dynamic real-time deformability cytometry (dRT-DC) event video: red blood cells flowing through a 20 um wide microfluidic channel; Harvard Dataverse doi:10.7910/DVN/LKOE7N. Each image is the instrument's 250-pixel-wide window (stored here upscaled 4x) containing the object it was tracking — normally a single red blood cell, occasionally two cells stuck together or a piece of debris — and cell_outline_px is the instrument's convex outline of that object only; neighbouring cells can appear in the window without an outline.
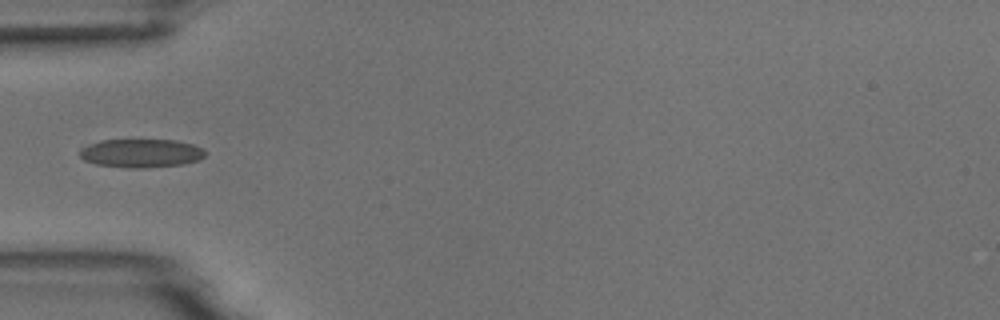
{"species": "common noctule bat (a hibernating species)", "species_latin": "Nyctalus noctula", "temperature_condition": "room temperature", "stored_images_in_passage": 37, "camera_frame_rate_fps": 3000, "um_per_image_px": 0.085, "animal": {"sex": "male", "body_mass_g": 18.8}, "frame": {"image": 1, "passage_image": 1, "time_ms": 0.0, "image_size_px": [1000, 320], "cell_outline_px": [[208, 152], [200, 160], [184, 164], [144, 168], [132, 168], [96, 164], [84, 160], [80, 156], [80, 148], [88, 144], [100, 140], [176, 140], [192, 144], [204, 148]], "centroid_in_image_um": [12.03, 13.02], "position_along_channel_um": 73.0, "area_um2": 21.04}}
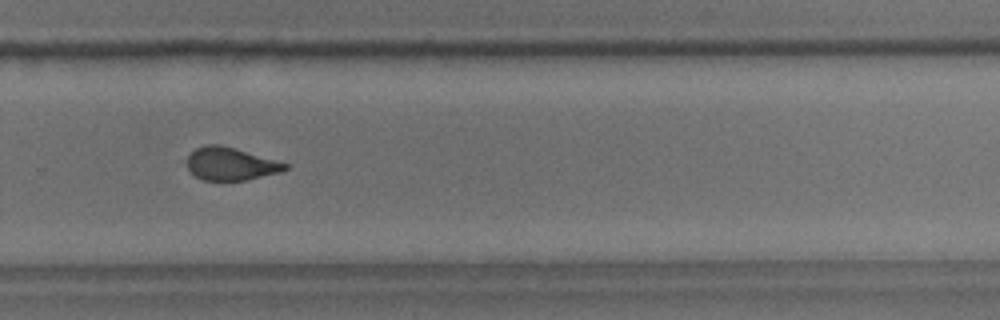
{"frame": {"image": 2, "passage_image": 20, "time_ms": 6.333, "image_size_px": [1000, 320], "cell_outline_px": [[288, 168], [280, 172], [248, 180], [204, 180], [196, 176], [188, 168], [188, 156], [196, 148], [208, 144], [220, 144], [236, 148], [288, 164]], "centroid_in_image_um": [19.62, 13.92], "position_along_channel_um": 310.2, "area_um2": 18.55}}
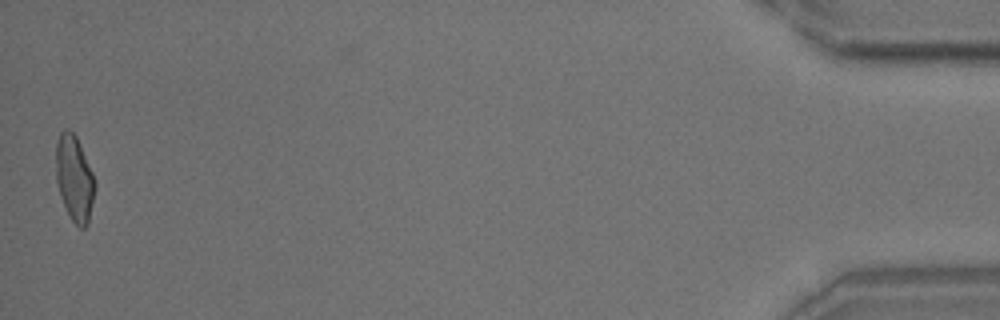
{"frame": {"image": 3, "passage_image": 37, "time_ms": 12.0, "image_size_px": [1000, 320], "cell_outline_px": [[96, 188], [88, 224], [84, 228], [80, 228], [72, 220], [60, 196], [56, 180], [56, 144], [60, 132], [64, 128], [68, 128], [76, 136], [92, 172], [96, 184]], "centroid_in_image_um": [6.33, 15.15], "position_along_channel_um": 428.9, "area_um2": 19.42}}